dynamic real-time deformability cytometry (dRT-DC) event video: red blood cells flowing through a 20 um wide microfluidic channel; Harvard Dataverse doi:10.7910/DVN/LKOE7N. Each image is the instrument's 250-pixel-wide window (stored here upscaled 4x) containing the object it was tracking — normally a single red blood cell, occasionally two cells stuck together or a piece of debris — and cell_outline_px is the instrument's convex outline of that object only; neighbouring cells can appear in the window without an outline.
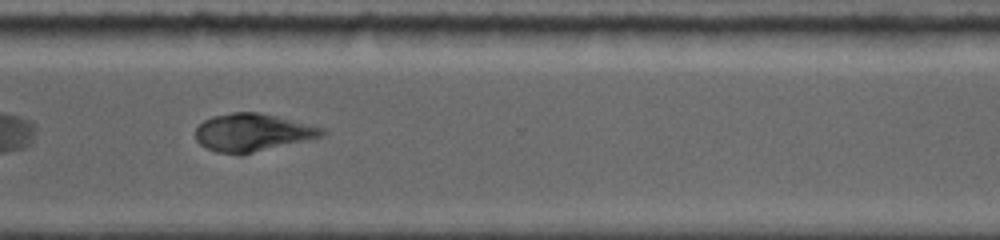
{"species": "common noctule bat (a hibernating species)", "species_latin": "Nyctalus noctula", "temperature_condition": "room temperature", "stored_images_in_passage": 25, "camera_frame_rate_fps": 5000, "um_per_image_px": 0.085, "animal": {"sex": "female", "body_mass_g": 19.0, "forearm_length_mm": 56.7}, "frame": {"image": 1, "passage_image": 18, "time_ms": 7.8, "image_size_px": [1000, 240], "cell_outline_px": [[328, 132], [324, 136], [240, 156], [216, 152], [200, 144], [196, 140], [196, 128], [204, 120], [212, 116], [232, 112], [260, 112], [324, 128]], "centroid_in_image_um": [21.46, 11.28], "position_along_channel_um": 349.1, "area_um2": 28.03}}